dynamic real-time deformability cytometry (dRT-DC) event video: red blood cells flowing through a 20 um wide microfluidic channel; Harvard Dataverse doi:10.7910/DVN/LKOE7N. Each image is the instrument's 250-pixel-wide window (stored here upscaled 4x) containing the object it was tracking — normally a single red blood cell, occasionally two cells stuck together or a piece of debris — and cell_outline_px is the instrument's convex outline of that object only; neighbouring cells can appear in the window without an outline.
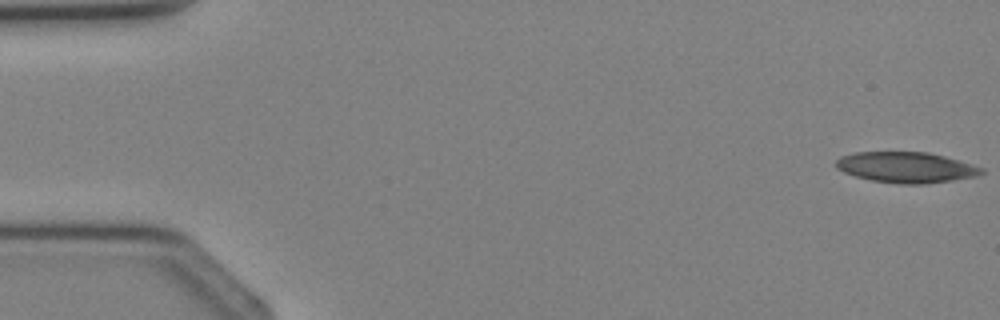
{"species": "Egyptian fruit bat (a non-hibernating species)", "species_latin": "Rousettus aegyptiacus", "temperature_condition": "cold", "stored_images_in_passage": 4, "camera_frame_rate_fps": 3000, "um_per_image_px": 0.085, "animal": {"sex": "female"}, "frame": {"image": 1, "passage_image": 1, "time_ms": 0.0, "image_size_px": [1000, 320], "cell_outline_px": [[984, 172], [976, 176], [952, 180], [924, 184], [900, 184], [872, 180], [856, 176], [844, 172], [836, 168], [836, 160], [840, 156], [856, 152], [928, 152], [944, 156], [984, 168]], "centroid_in_image_um": [77.01, 14.22], "position_along_channel_um": 8.0, "area_um2": 25.89}}
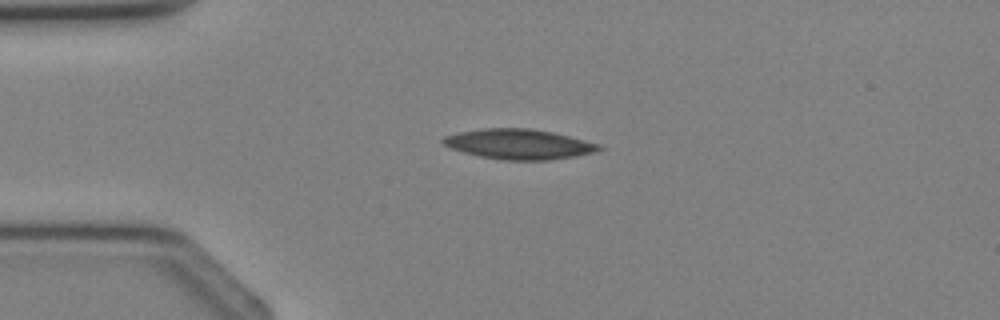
{"frame": {"image": 2, "passage_image": 3, "time_ms": 2.667, "image_size_px": [1000, 320], "cell_outline_px": [[604, 148], [596, 152], [576, 156], [548, 160], [500, 160], [480, 156], [464, 152], [452, 148], [444, 144], [440, 140], [444, 136], [460, 132], [484, 128], [528, 128], [552, 132], [600, 144]], "centroid_in_image_um": [44.12, 12.26], "position_along_channel_um": 40.9, "area_um2": 27.22}}